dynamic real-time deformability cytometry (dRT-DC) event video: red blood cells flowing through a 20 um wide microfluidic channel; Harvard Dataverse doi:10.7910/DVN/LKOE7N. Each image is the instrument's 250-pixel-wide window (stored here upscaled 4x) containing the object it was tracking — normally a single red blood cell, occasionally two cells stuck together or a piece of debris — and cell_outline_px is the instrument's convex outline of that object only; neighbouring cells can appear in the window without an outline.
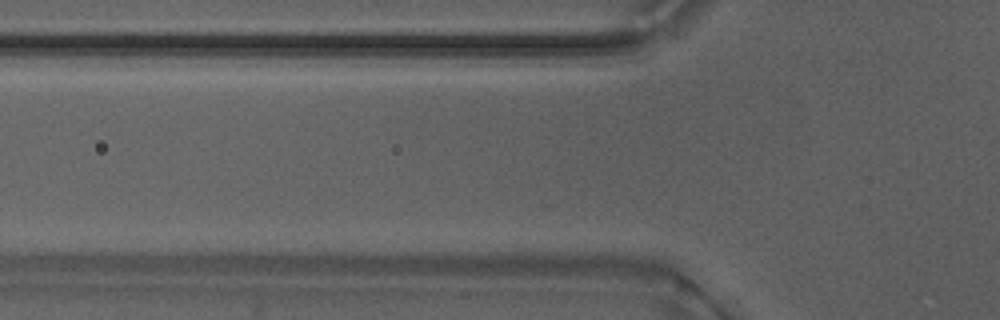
{"species": "Egyptian fruit bat (a non-hibernating species)", "species_latin": "Rousettus aegyptiacus", "temperature_condition": "warm", "stored_images_in_passage": 5, "camera_frame_rate_fps": 3000, "um_per_image_px": 0.085, "animal": {"sex": "male"}, "frame": {"image": 1, "passage_image": 2, "time_ms": 0.333, "image_size_px": [1000, 320], "cell_outline_px": [[664, 256], [660, 260], [652, 264], [488, 264], [472, 260], [516, 252], [652, 248]], "centroid_in_image_um": [49.15, 21.87], "position_along_channel_um": 76.6, "area_um2": 16.82}}